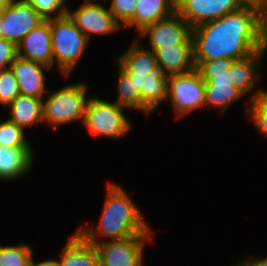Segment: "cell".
I'll use <instances>...</instances> for the list:
<instances>
[{
	"instance_id": "obj_1",
	"label": "cell",
	"mask_w": 267,
	"mask_h": 266,
	"mask_svg": "<svg viewBox=\"0 0 267 266\" xmlns=\"http://www.w3.org/2000/svg\"><path fill=\"white\" fill-rule=\"evenodd\" d=\"M193 59H242L267 49V16L244 6L192 29Z\"/></svg>"
},
{
	"instance_id": "obj_2",
	"label": "cell",
	"mask_w": 267,
	"mask_h": 266,
	"mask_svg": "<svg viewBox=\"0 0 267 266\" xmlns=\"http://www.w3.org/2000/svg\"><path fill=\"white\" fill-rule=\"evenodd\" d=\"M106 195L97 230H93L92 226H82L77 231L86 241L95 245L99 242V236L115 240L150 235L151 230L142 214L119 185L109 183Z\"/></svg>"
},
{
	"instance_id": "obj_3",
	"label": "cell",
	"mask_w": 267,
	"mask_h": 266,
	"mask_svg": "<svg viewBox=\"0 0 267 266\" xmlns=\"http://www.w3.org/2000/svg\"><path fill=\"white\" fill-rule=\"evenodd\" d=\"M53 63L57 62L66 77L82 56L88 39L68 14L50 18Z\"/></svg>"
},
{
	"instance_id": "obj_4",
	"label": "cell",
	"mask_w": 267,
	"mask_h": 266,
	"mask_svg": "<svg viewBox=\"0 0 267 266\" xmlns=\"http://www.w3.org/2000/svg\"><path fill=\"white\" fill-rule=\"evenodd\" d=\"M233 61L232 59L194 61L204 81L205 105L224 111L244 95L231 83L230 67Z\"/></svg>"
},
{
	"instance_id": "obj_5",
	"label": "cell",
	"mask_w": 267,
	"mask_h": 266,
	"mask_svg": "<svg viewBox=\"0 0 267 266\" xmlns=\"http://www.w3.org/2000/svg\"><path fill=\"white\" fill-rule=\"evenodd\" d=\"M86 89L85 84L76 83L52 92L46 101H42L43 120L54 126L76 120L83 123L88 102Z\"/></svg>"
},
{
	"instance_id": "obj_6",
	"label": "cell",
	"mask_w": 267,
	"mask_h": 266,
	"mask_svg": "<svg viewBox=\"0 0 267 266\" xmlns=\"http://www.w3.org/2000/svg\"><path fill=\"white\" fill-rule=\"evenodd\" d=\"M124 106L94 97L88 99L83 125L92 133L107 138L126 135L131 125L123 113Z\"/></svg>"
},
{
	"instance_id": "obj_7",
	"label": "cell",
	"mask_w": 267,
	"mask_h": 266,
	"mask_svg": "<svg viewBox=\"0 0 267 266\" xmlns=\"http://www.w3.org/2000/svg\"><path fill=\"white\" fill-rule=\"evenodd\" d=\"M168 99L178 117L205 105L204 81L196 68L184 74L169 75Z\"/></svg>"
},
{
	"instance_id": "obj_8",
	"label": "cell",
	"mask_w": 267,
	"mask_h": 266,
	"mask_svg": "<svg viewBox=\"0 0 267 266\" xmlns=\"http://www.w3.org/2000/svg\"><path fill=\"white\" fill-rule=\"evenodd\" d=\"M151 235H135L123 239L97 242L100 266H143L144 241Z\"/></svg>"
},
{
	"instance_id": "obj_9",
	"label": "cell",
	"mask_w": 267,
	"mask_h": 266,
	"mask_svg": "<svg viewBox=\"0 0 267 266\" xmlns=\"http://www.w3.org/2000/svg\"><path fill=\"white\" fill-rule=\"evenodd\" d=\"M1 15L2 38L16 46L44 20L27 0H9Z\"/></svg>"
},
{
	"instance_id": "obj_10",
	"label": "cell",
	"mask_w": 267,
	"mask_h": 266,
	"mask_svg": "<svg viewBox=\"0 0 267 266\" xmlns=\"http://www.w3.org/2000/svg\"><path fill=\"white\" fill-rule=\"evenodd\" d=\"M243 7L241 0H176V12L192 27Z\"/></svg>"
},
{
	"instance_id": "obj_11",
	"label": "cell",
	"mask_w": 267,
	"mask_h": 266,
	"mask_svg": "<svg viewBox=\"0 0 267 266\" xmlns=\"http://www.w3.org/2000/svg\"><path fill=\"white\" fill-rule=\"evenodd\" d=\"M192 29L193 27L175 12L166 19L147 25L139 34L149 36L152 48H164L193 43Z\"/></svg>"
},
{
	"instance_id": "obj_12",
	"label": "cell",
	"mask_w": 267,
	"mask_h": 266,
	"mask_svg": "<svg viewBox=\"0 0 267 266\" xmlns=\"http://www.w3.org/2000/svg\"><path fill=\"white\" fill-rule=\"evenodd\" d=\"M67 14L76 26L86 35L89 40L90 34H107L116 31L119 24L110 12L109 8L92 1L84 2L74 12L67 10Z\"/></svg>"
},
{
	"instance_id": "obj_13",
	"label": "cell",
	"mask_w": 267,
	"mask_h": 266,
	"mask_svg": "<svg viewBox=\"0 0 267 266\" xmlns=\"http://www.w3.org/2000/svg\"><path fill=\"white\" fill-rule=\"evenodd\" d=\"M17 56L49 68L54 65L50 19H44L25 35L17 45Z\"/></svg>"
},
{
	"instance_id": "obj_14",
	"label": "cell",
	"mask_w": 267,
	"mask_h": 266,
	"mask_svg": "<svg viewBox=\"0 0 267 266\" xmlns=\"http://www.w3.org/2000/svg\"><path fill=\"white\" fill-rule=\"evenodd\" d=\"M10 68L17 79L20 94L42 99L45 90L42 69L49 67L17 56Z\"/></svg>"
},
{
	"instance_id": "obj_15",
	"label": "cell",
	"mask_w": 267,
	"mask_h": 266,
	"mask_svg": "<svg viewBox=\"0 0 267 266\" xmlns=\"http://www.w3.org/2000/svg\"><path fill=\"white\" fill-rule=\"evenodd\" d=\"M157 64L166 75L184 74L196 68L193 59V43H183L164 48H151Z\"/></svg>"
},
{
	"instance_id": "obj_16",
	"label": "cell",
	"mask_w": 267,
	"mask_h": 266,
	"mask_svg": "<svg viewBox=\"0 0 267 266\" xmlns=\"http://www.w3.org/2000/svg\"><path fill=\"white\" fill-rule=\"evenodd\" d=\"M54 263L55 266H100L96 246L78 232L65 245L60 260Z\"/></svg>"
},
{
	"instance_id": "obj_17",
	"label": "cell",
	"mask_w": 267,
	"mask_h": 266,
	"mask_svg": "<svg viewBox=\"0 0 267 266\" xmlns=\"http://www.w3.org/2000/svg\"><path fill=\"white\" fill-rule=\"evenodd\" d=\"M32 148L0 146V180H12L23 176L31 168Z\"/></svg>"
},
{
	"instance_id": "obj_18",
	"label": "cell",
	"mask_w": 267,
	"mask_h": 266,
	"mask_svg": "<svg viewBox=\"0 0 267 266\" xmlns=\"http://www.w3.org/2000/svg\"><path fill=\"white\" fill-rule=\"evenodd\" d=\"M134 26L138 32L176 12V0H136Z\"/></svg>"
},
{
	"instance_id": "obj_19",
	"label": "cell",
	"mask_w": 267,
	"mask_h": 266,
	"mask_svg": "<svg viewBox=\"0 0 267 266\" xmlns=\"http://www.w3.org/2000/svg\"><path fill=\"white\" fill-rule=\"evenodd\" d=\"M117 61L129 76L146 77L158 65L153 51L140 48L137 39Z\"/></svg>"
},
{
	"instance_id": "obj_20",
	"label": "cell",
	"mask_w": 267,
	"mask_h": 266,
	"mask_svg": "<svg viewBox=\"0 0 267 266\" xmlns=\"http://www.w3.org/2000/svg\"><path fill=\"white\" fill-rule=\"evenodd\" d=\"M8 119L25 129L43 121L42 99L19 94L9 105Z\"/></svg>"
},
{
	"instance_id": "obj_21",
	"label": "cell",
	"mask_w": 267,
	"mask_h": 266,
	"mask_svg": "<svg viewBox=\"0 0 267 266\" xmlns=\"http://www.w3.org/2000/svg\"><path fill=\"white\" fill-rule=\"evenodd\" d=\"M266 50H258L248 57L237 59L232 62L230 67L231 83L242 94L249 92L256 83L258 75L256 76V67L264 55ZM256 69V70H255Z\"/></svg>"
},
{
	"instance_id": "obj_22",
	"label": "cell",
	"mask_w": 267,
	"mask_h": 266,
	"mask_svg": "<svg viewBox=\"0 0 267 266\" xmlns=\"http://www.w3.org/2000/svg\"><path fill=\"white\" fill-rule=\"evenodd\" d=\"M168 78L159 65L152 69L141 93L142 112L148 114L156 109L160 102L168 99Z\"/></svg>"
},
{
	"instance_id": "obj_23",
	"label": "cell",
	"mask_w": 267,
	"mask_h": 266,
	"mask_svg": "<svg viewBox=\"0 0 267 266\" xmlns=\"http://www.w3.org/2000/svg\"><path fill=\"white\" fill-rule=\"evenodd\" d=\"M118 97L115 101L117 104L142 111L141 92L136 91L134 80L120 67L118 73Z\"/></svg>"
},
{
	"instance_id": "obj_24",
	"label": "cell",
	"mask_w": 267,
	"mask_h": 266,
	"mask_svg": "<svg viewBox=\"0 0 267 266\" xmlns=\"http://www.w3.org/2000/svg\"><path fill=\"white\" fill-rule=\"evenodd\" d=\"M0 146L9 148H31L25 140L24 129L6 120L0 123Z\"/></svg>"
},
{
	"instance_id": "obj_25",
	"label": "cell",
	"mask_w": 267,
	"mask_h": 266,
	"mask_svg": "<svg viewBox=\"0 0 267 266\" xmlns=\"http://www.w3.org/2000/svg\"><path fill=\"white\" fill-rule=\"evenodd\" d=\"M32 249L29 245L1 246L0 247V266H27Z\"/></svg>"
},
{
	"instance_id": "obj_26",
	"label": "cell",
	"mask_w": 267,
	"mask_h": 266,
	"mask_svg": "<svg viewBox=\"0 0 267 266\" xmlns=\"http://www.w3.org/2000/svg\"><path fill=\"white\" fill-rule=\"evenodd\" d=\"M250 100V118L254 121L255 127L267 136V91L258 90Z\"/></svg>"
},
{
	"instance_id": "obj_27",
	"label": "cell",
	"mask_w": 267,
	"mask_h": 266,
	"mask_svg": "<svg viewBox=\"0 0 267 266\" xmlns=\"http://www.w3.org/2000/svg\"><path fill=\"white\" fill-rule=\"evenodd\" d=\"M20 94L11 68L0 71V104L7 106Z\"/></svg>"
},
{
	"instance_id": "obj_28",
	"label": "cell",
	"mask_w": 267,
	"mask_h": 266,
	"mask_svg": "<svg viewBox=\"0 0 267 266\" xmlns=\"http://www.w3.org/2000/svg\"><path fill=\"white\" fill-rule=\"evenodd\" d=\"M136 4V0H112L109 10L118 24L131 27L134 25Z\"/></svg>"
},
{
	"instance_id": "obj_29",
	"label": "cell",
	"mask_w": 267,
	"mask_h": 266,
	"mask_svg": "<svg viewBox=\"0 0 267 266\" xmlns=\"http://www.w3.org/2000/svg\"><path fill=\"white\" fill-rule=\"evenodd\" d=\"M66 0H27V2L43 17L50 19L53 12H57L54 17H61L67 14Z\"/></svg>"
},
{
	"instance_id": "obj_30",
	"label": "cell",
	"mask_w": 267,
	"mask_h": 266,
	"mask_svg": "<svg viewBox=\"0 0 267 266\" xmlns=\"http://www.w3.org/2000/svg\"><path fill=\"white\" fill-rule=\"evenodd\" d=\"M17 57V46L12 42L0 38V71L10 68L12 61Z\"/></svg>"
},
{
	"instance_id": "obj_31",
	"label": "cell",
	"mask_w": 267,
	"mask_h": 266,
	"mask_svg": "<svg viewBox=\"0 0 267 266\" xmlns=\"http://www.w3.org/2000/svg\"><path fill=\"white\" fill-rule=\"evenodd\" d=\"M244 6H251L259 9L267 16V0H241Z\"/></svg>"
},
{
	"instance_id": "obj_32",
	"label": "cell",
	"mask_w": 267,
	"mask_h": 266,
	"mask_svg": "<svg viewBox=\"0 0 267 266\" xmlns=\"http://www.w3.org/2000/svg\"><path fill=\"white\" fill-rule=\"evenodd\" d=\"M130 79L134 80V83L136 84V91H140L142 93L145 89L147 76H130Z\"/></svg>"
},
{
	"instance_id": "obj_33",
	"label": "cell",
	"mask_w": 267,
	"mask_h": 266,
	"mask_svg": "<svg viewBox=\"0 0 267 266\" xmlns=\"http://www.w3.org/2000/svg\"><path fill=\"white\" fill-rule=\"evenodd\" d=\"M237 266H267V257L264 259H254L251 261L242 262L241 265Z\"/></svg>"
},
{
	"instance_id": "obj_34",
	"label": "cell",
	"mask_w": 267,
	"mask_h": 266,
	"mask_svg": "<svg viewBox=\"0 0 267 266\" xmlns=\"http://www.w3.org/2000/svg\"><path fill=\"white\" fill-rule=\"evenodd\" d=\"M27 266H55L54 259L53 260H45L43 262L35 263L32 259V256L27 264Z\"/></svg>"
},
{
	"instance_id": "obj_35",
	"label": "cell",
	"mask_w": 267,
	"mask_h": 266,
	"mask_svg": "<svg viewBox=\"0 0 267 266\" xmlns=\"http://www.w3.org/2000/svg\"><path fill=\"white\" fill-rule=\"evenodd\" d=\"M9 0H0V14H2L6 4L8 3Z\"/></svg>"
},
{
	"instance_id": "obj_36",
	"label": "cell",
	"mask_w": 267,
	"mask_h": 266,
	"mask_svg": "<svg viewBox=\"0 0 267 266\" xmlns=\"http://www.w3.org/2000/svg\"><path fill=\"white\" fill-rule=\"evenodd\" d=\"M2 37V15L0 14V38Z\"/></svg>"
}]
</instances>
